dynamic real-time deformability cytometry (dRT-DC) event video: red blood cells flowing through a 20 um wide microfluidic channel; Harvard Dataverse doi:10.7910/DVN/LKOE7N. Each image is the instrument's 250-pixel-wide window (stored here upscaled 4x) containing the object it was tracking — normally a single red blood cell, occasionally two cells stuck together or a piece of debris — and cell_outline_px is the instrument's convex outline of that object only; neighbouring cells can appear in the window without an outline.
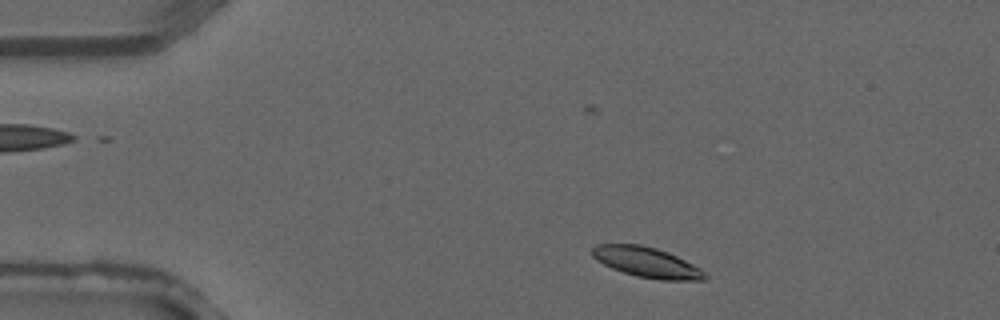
{"species": "common noctule bat (a hibernating species)", "species_latin": "Nyctalus noctula", "temperature_condition": "warm", "stored_images_in_passage": 5, "camera_frame_rate_fps": 3000, "um_per_image_px": 0.085, "animal": {"sex": "male", "forearm_length_mm": 52.5}, "frame": {"image": 1, "passage_image": 4, "time_ms": 1.0, "image_size_px": [1000, 320], "cell_outline_px": [[708, 276], [704, 280], [660, 280], [636, 276], [612, 268], [596, 260], [592, 256], [592, 248], [596, 244], [640, 244], [656, 248], [668, 252], [700, 268]], "centroid_in_image_um": [54.96, 22.29], "position_along_channel_um": 30.0, "area_um2": 19.77}}